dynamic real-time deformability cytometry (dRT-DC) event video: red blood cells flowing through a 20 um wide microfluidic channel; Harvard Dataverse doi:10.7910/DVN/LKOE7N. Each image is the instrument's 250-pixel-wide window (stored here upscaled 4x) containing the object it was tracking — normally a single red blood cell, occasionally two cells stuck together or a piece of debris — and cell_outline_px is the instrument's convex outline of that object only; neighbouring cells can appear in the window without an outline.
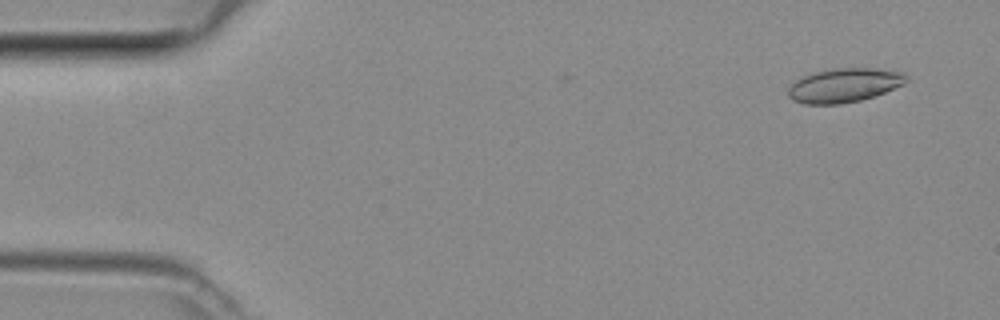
{"species": "common noctule bat (a hibernating species)", "species_latin": "Nyctalus noctula", "temperature_condition": "room temperature", "stored_images_in_passage": 46, "camera_frame_rate_fps": 3000, "um_per_image_px": 0.085, "animal": {"sex": "female", "body_mass_g": 29.2, "forearm_length_mm": 56.3}, "frame": {"image": 1, "passage_image": 3, "time_ms": 0.667, "image_size_px": [1000, 320], "cell_outline_px": [[908, 80], [904, 84], [884, 92], [860, 100], [840, 104], [804, 104], [792, 100], [788, 96], [788, 88], [796, 80], [804, 76], [816, 72], [836, 68], [872, 68], [904, 72], [908, 76]], "centroid_in_image_um": [71.76, 7.25], "position_along_channel_um": 13.2, "area_um2": 23.29}}
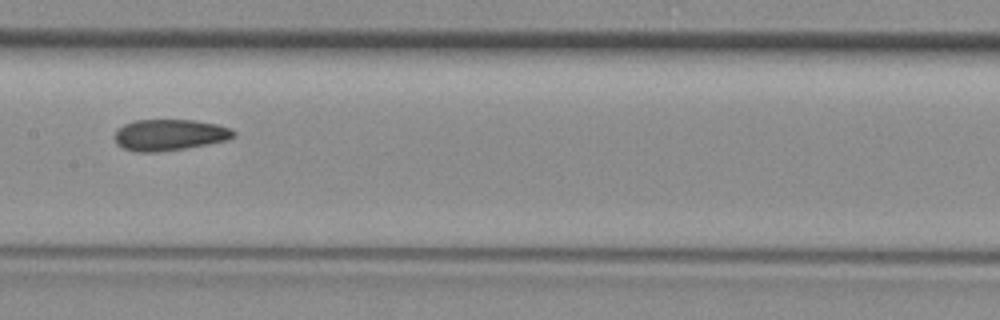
{"frame": {"image": 2, "passage_image": 23, "time_ms": 7.333, "image_size_px": [1000, 320], "cell_outline_px": [[236, 136], [228, 140], [184, 148], [160, 152], [136, 152], [124, 148], [116, 144], [116, 132], [124, 124], [136, 120], [196, 120], [216, 124], [232, 128], [236, 132]], "centroid_in_image_um": [14.45, 11.46], "position_along_channel_um": 192.9, "area_um2": 21.62}}
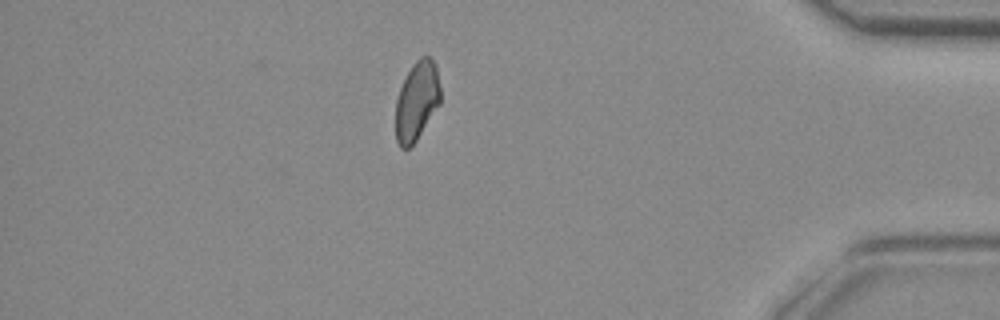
{"frame": {"image": 3, "passage_image": 40, "time_ms": 13.0, "image_size_px": [1000, 320], "cell_outline_px": [[440, 104], [416, 140], [408, 148], [400, 148], [396, 140], [396, 100], [400, 88], [412, 64], [420, 56], [428, 56], [436, 64], [440, 88]], "centroid_in_image_um": [35.43, 8.57], "position_along_channel_um": 399.8, "area_um2": 20.52}}